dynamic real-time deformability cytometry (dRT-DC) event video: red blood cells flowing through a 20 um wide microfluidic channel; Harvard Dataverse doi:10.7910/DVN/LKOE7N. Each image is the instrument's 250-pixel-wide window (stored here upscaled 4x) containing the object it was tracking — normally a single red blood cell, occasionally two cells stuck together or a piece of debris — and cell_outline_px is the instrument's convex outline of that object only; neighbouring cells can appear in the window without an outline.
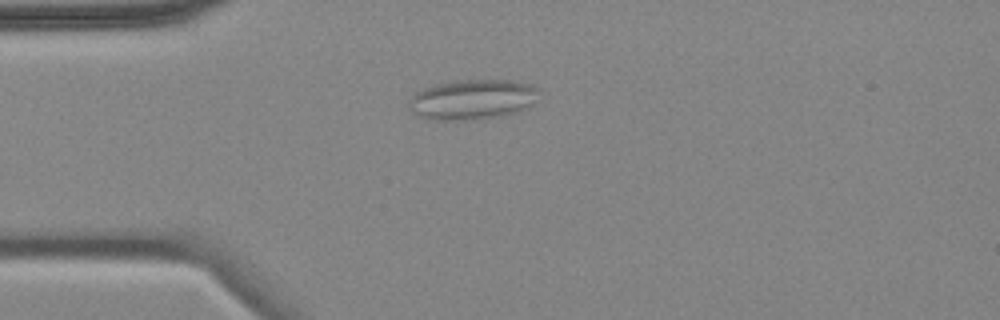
{"species": "common noctule bat (a hibernating species)", "species_latin": "Nyctalus noctula", "temperature_condition": "cold", "stored_images_in_passage": 7, "camera_frame_rate_fps": 3000, "um_per_image_px": 0.085, "animal": {"sex": "female", "body_mass_g": 18.4}, "frame": {"image": 1, "passage_image": 1, "time_ms": 0.0, "image_size_px": [1000, 320], "cell_outline_px": [[540, 88], [532, 104], [528, 108], [520, 112], [500, 116], [476, 120], [436, 120], [416, 116], [408, 108], [408, 104], [412, 96], [416, 92], [424, 88], [436, 84], [456, 80], [508, 80], [532, 84]], "centroid_in_image_um": [40.16, 8.47], "position_along_channel_um": 44.8, "area_um2": 30.75}}
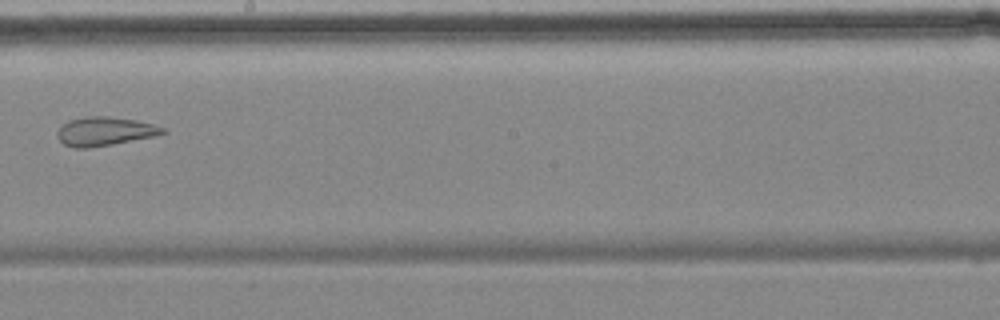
{"frame": {"image": 2, "passage_image": 6, "time_ms": 6.0, "image_size_px": [1000, 320], "cell_outline_px": [[168, 132], [156, 136], [112, 144], [88, 148], [76, 148], [64, 144], [56, 136], [56, 132], [68, 120], [84, 116], [108, 116], [136, 120], [152, 124], [164, 128]], "centroid_in_image_um": [8.9, 11.16], "position_along_channel_um": 239.3, "area_um2": 17.69}}
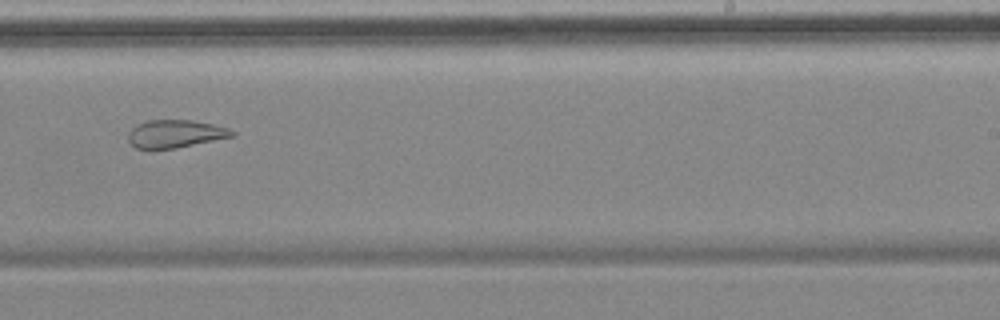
{"frame": {"image": 3, "passage_image": 7, "time_ms": 7.0, "image_size_px": [1000, 320], "cell_outline_px": [[236, 136], [176, 148], [152, 152], [136, 148], [128, 140], [128, 132], [136, 124], [148, 120], [192, 120], [212, 124], [228, 128], [236, 132]], "centroid_in_image_um": [14.86, 11.41], "position_along_channel_um": 274.1, "area_um2": 17.4}}